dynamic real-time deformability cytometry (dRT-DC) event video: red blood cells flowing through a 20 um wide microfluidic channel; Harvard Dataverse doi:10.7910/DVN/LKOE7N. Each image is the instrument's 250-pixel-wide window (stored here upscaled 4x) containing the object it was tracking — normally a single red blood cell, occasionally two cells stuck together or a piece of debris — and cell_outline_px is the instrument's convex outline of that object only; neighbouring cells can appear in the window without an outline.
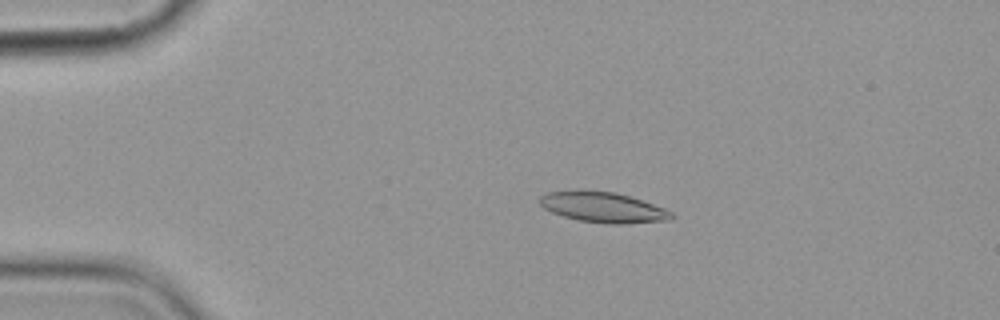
{"species": "common noctule bat (a hibernating species)", "species_latin": "Nyctalus noctula", "temperature_condition": "cold", "stored_images_in_passage": 14, "camera_frame_rate_fps": 3000, "um_per_image_px": 0.085, "animal": {"sex": "female", "body_mass_g": 19.9}, "frame": {"image": 1, "passage_image": 2, "time_ms": 2.0, "image_size_px": [1000, 320], "cell_outline_px": [[676, 216], [672, 220], [620, 224], [608, 224], [580, 220], [564, 216], [552, 212], [544, 208], [540, 204], [540, 196], [548, 192], [576, 188], [616, 192], [664, 208], [672, 212]], "centroid_in_image_um": [51.24, 17.59], "position_along_channel_um": 33.8, "area_um2": 23.64}}
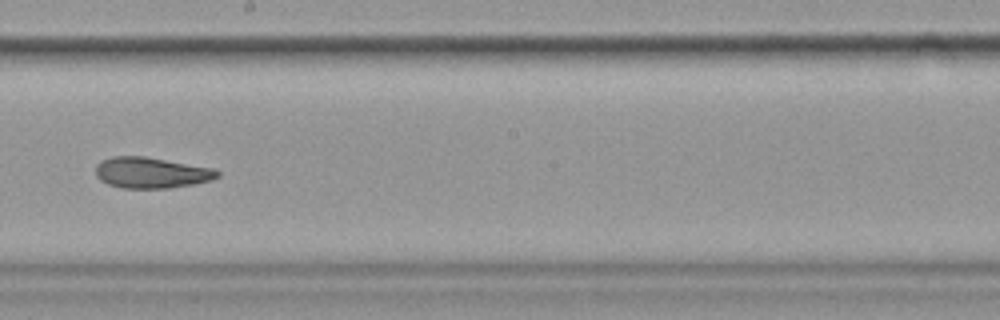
{"frame": {"image": 2, "passage_image": 8, "time_ms": 9.0, "image_size_px": [1000, 320], "cell_outline_px": [[220, 176], [212, 180], [192, 184], [168, 188], [124, 188], [108, 184], [100, 180], [96, 176], [96, 164], [100, 160], [112, 156], [144, 156], [212, 168], [220, 172]], "centroid_in_image_um": [12.83, 14.67], "position_along_channel_um": 235.4, "area_um2": 21.91}}
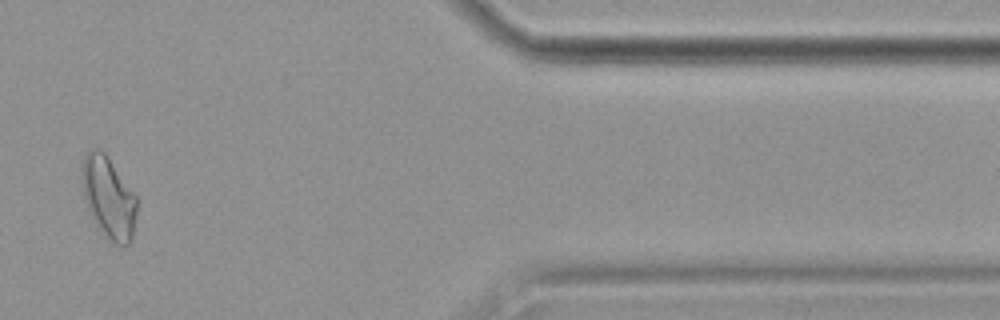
{"frame": {"image": 3, "passage_image": 12, "time_ms": 14.667, "image_size_px": [1000, 320], "cell_outline_px": [[136, 212], [132, 240], [128, 244], [120, 248], [112, 244], [100, 232], [88, 208], [84, 196], [80, 176], [80, 168], [84, 156], [92, 148], [100, 148], [108, 156], [136, 196]], "centroid_in_image_um": [9.21, 16.81], "position_along_channel_um": 402.2, "area_um2": 26.47}, "authors_computed_cell_mechanics": {"area_um2": 23.4957, "velocity_mm_per_s": 3.5815, "shape_relaxation_time_tau1_ms": 10.2929, "shape_relaxation_time_tau2_ms": 3.8636, "deformation_change_tau1": 0.1937, "deformation_change_tau2": 0.1027}}